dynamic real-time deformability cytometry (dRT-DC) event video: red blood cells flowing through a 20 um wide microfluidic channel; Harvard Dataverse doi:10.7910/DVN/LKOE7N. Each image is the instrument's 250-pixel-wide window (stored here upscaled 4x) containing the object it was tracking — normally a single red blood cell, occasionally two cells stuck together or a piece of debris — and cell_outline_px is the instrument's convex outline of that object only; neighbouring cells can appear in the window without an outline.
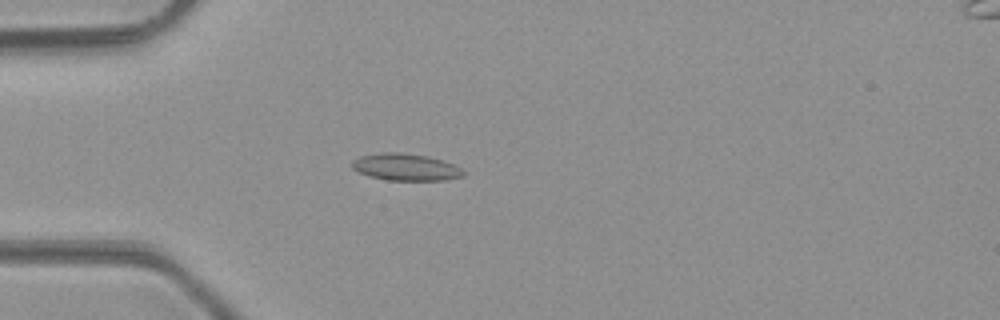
{"species": "common noctule bat (a hibernating species)", "species_latin": "Nyctalus noctula", "temperature_condition": "room temperature", "stored_images_in_passage": 49, "camera_frame_rate_fps": 3000, "um_per_image_px": 0.085, "animal": {"sex": "male", "body_mass_g": 23.1, "forearm_length_mm": 52.7}, "frame": {"image": 1, "passage_image": 14, "time_ms": 4.333, "image_size_px": [1000, 320], "cell_outline_px": [[464, 176], [444, 180], [388, 180], [368, 176], [352, 168], [352, 160], [360, 156], [384, 152], [400, 152], [428, 156], [456, 164], [464, 172]], "centroid_in_image_um": [34.49, 14.2], "position_along_channel_um": 50.5, "area_um2": 17.51}}
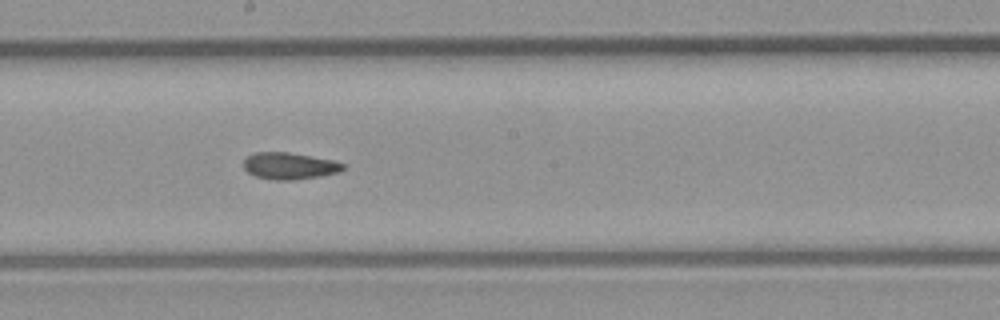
{"frame": {"image": 2, "passage_image": 27, "time_ms": 8.667, "image_size_px": [1000, 320], "cell_outline_px": [[344, 168], [340, 172], [320, 176], [292, 180], [272, 180], [256, 176], [248, 172], [244, 168], [244, 160], [248, 156], [256, 152], [288, 152], [312, 156], [332, 160], [344, 164]], "centroid_in_image_um": [24.6, 14.1], "position_along_channel_um": 223.6, "area_um2": 15.43}}
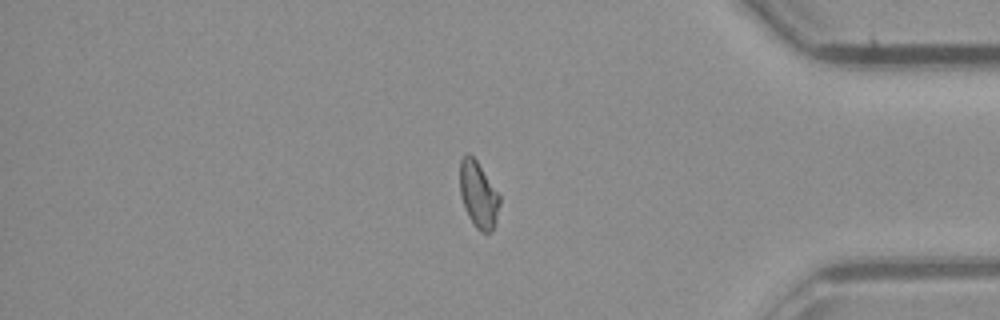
{"frame": {"image": 3, "passage_image": 41, "time_ms": 13.333, "image_size_px": [1000, 320], "cell_outline_px": [[500, 204], [496, 224], [488, 232], [480, 232], [472, 224], [464, 208], [460, 196], [460, 160], [468, 152], [476, 160], [500, 196]], "centroid_in_image_um": [40.65, 16.58], "position_along_channel_um": 394.5, "area_um2": 15.37}, "authors_computed_cell_mechanics": {"area_um2": 15.895, "velocity_mm_per_s": 4.2611, "shape_relaxation_time_tau1_ms": null, "shape_relaxation_time_tau2_ms": 2.808, "deformation_change_tau1": null, "deformation_change_tau2": 0.078}}